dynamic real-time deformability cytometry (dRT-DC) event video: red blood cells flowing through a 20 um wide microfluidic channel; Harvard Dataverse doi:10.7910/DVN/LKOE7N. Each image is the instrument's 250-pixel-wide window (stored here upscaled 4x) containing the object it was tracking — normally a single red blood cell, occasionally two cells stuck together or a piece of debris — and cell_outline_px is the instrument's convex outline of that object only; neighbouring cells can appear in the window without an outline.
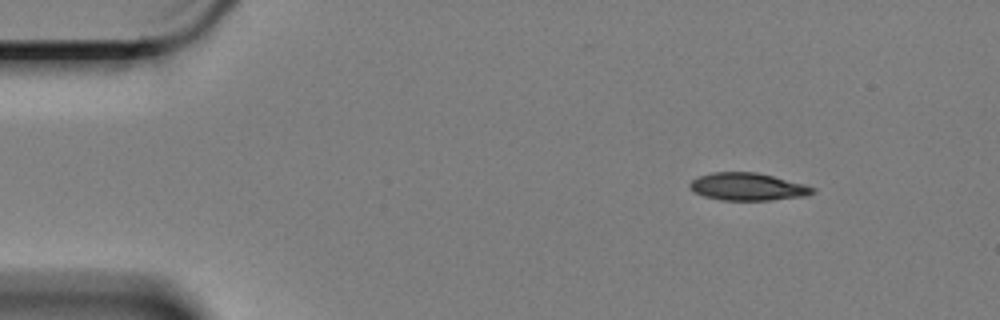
{"species": "Egyptian fruit bat (a non-hibernating species)", "species_latin": "Rousettus aegyptiacus", "temperature_condition": "cold", "stored_images_in_passage": 3, "camera_frame_rate_fps": 3000, "um_per_image_px": 0.085, "animal": {"sex": "female"}, "frame": {"image": 1, "passage_image": 1, "time_ms": 0.0, "image_size_px": [1000, 320], "cell_outline_px": [[816, 192], [808, 196], [772, 200], [720, 200], [704, 196], [692, 192], [688, 188], [688, 184], [692, 180], [700, 176], [712, 172], [756, 172], [804, 184], [816, 188]], "centroid_in_image_um": [63.55, 15.88], "position_along_channel_um": 21.5, "area_um2": 19.88}}
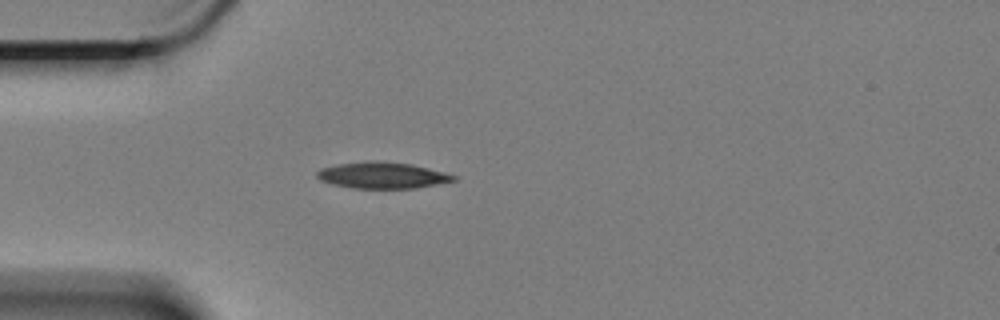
{"frame": {"image": 2, "passage_image": 3, "time_ms": 0.667, "image_size_px": [1000, 320], "cell_outline_px": [[456, 180], [416, 188], [352, 188], [332, 184], [320, 180], [316, 176], [316, 172], [320, 168], [336, 164], [368, 160], [376, 160], [412, 164], [444, 172], [456, 176]], "centroid_in_image_um": [32.45, 14.89], "position_along_channel_um": 52.6, "area_um2": 21.04}}